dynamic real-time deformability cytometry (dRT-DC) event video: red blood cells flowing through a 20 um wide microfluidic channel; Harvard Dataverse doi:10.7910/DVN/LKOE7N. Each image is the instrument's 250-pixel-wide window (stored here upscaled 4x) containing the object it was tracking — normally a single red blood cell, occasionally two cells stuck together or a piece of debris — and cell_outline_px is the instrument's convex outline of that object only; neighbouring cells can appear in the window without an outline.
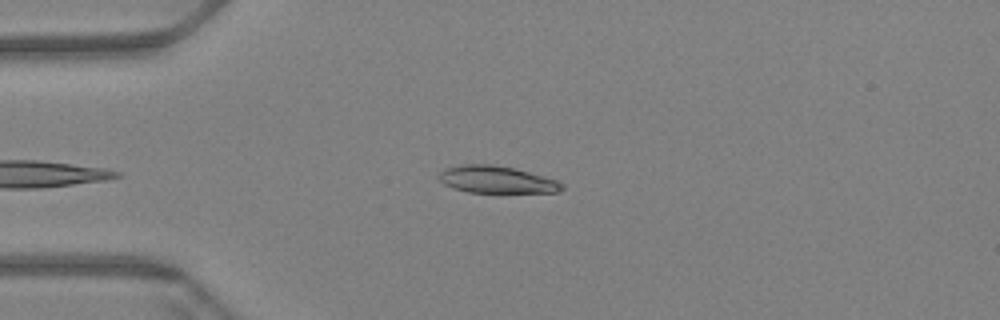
{"species": "Egyptian fruit bat (a non-hibernating species)", "species_latin": "Rousettus aegyptiacus", "temperature_condition": "warm", "stored_images_in_passage": 43, "camera_frame_rate_fps": 3000, "um_per_image_px": 0.085, "animal": {"sex": "female"}, "frame": {"image": 1, "passage_image": 3, "time_ms": 0.667, "image_size_px": [1000, 320], "cell_outline_px": [[564, 188], [556, 192], [468, 192], [452, 188], [444, 184], [440, 180], [440, 172], [444, 168], [464, 164], [492, 164], [512, 168], [544, 176], [556, 180], [564, 184]], "centroid_in_image_um": [42.19, 15.26], "position_along_channel_um": 42.8, "area_um2": 19.25}}
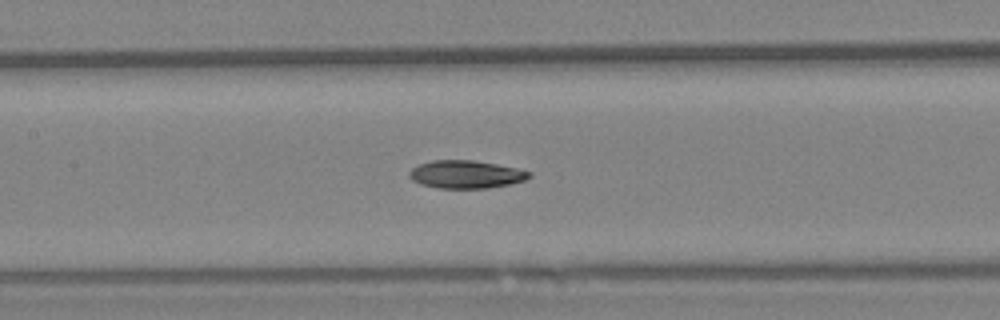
{"frame": {"image": 2, "passage_image": 16, "time_ms": 5.0, "image_size_px": [1000, 320], "cell_outline_px": [[532, 176], [524, 180], [508, 184], [488, 188], [436, 188], [420, 184], [412, 180], [408, 176], [408, 172], [412, 168], [420, 164], [432, 160], [472, 160], [496, 164], [516, 168], [532, 172]], "centroid_in_image_um": [39.58, 14.82], "position_along_channel_um": 167.8, "area_um2": 19.48}}
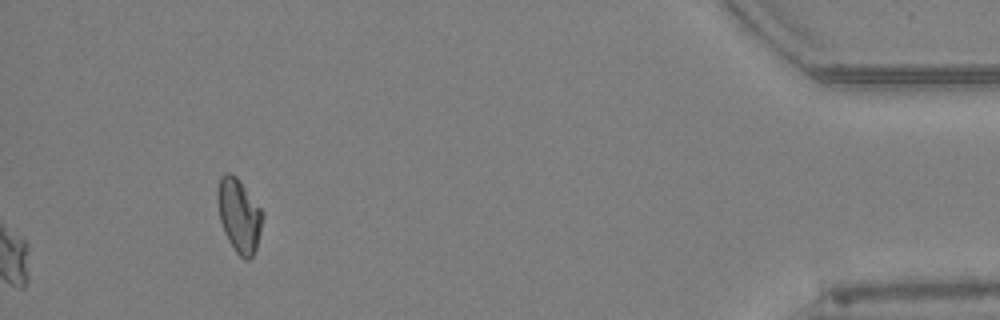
{"frame": {"image": 3, "passage_image": 43, "time_ms": 14.0, "image_size_px": [1000, 320], "cell_outline_px": [[264, 216], [256, 248], [252, 256], [248, 260], [244, 260], [236, 252], [228, 240], [224, 232], [220, 220], [216, 196], [216, 192], [220, 176], [224, 172], [232, 172], [236, 176], [264, 212]], "centroid_in_image_um": [20.31, 18.28], "position_along_channel_um": 414.9, "area_um2": 19.48}, "authors_computed_cell_mechanics": {"area_um2": 19.652, "velocity_mm_per_s": 3.467, "shape_relaxation_time_tau1_ms": 6.5431, "shape_relaxation_time_tau2_ms": 4.7864, "deformation_change_tau1": 0.1714, "deformation_change_tau2": 0.0879}}